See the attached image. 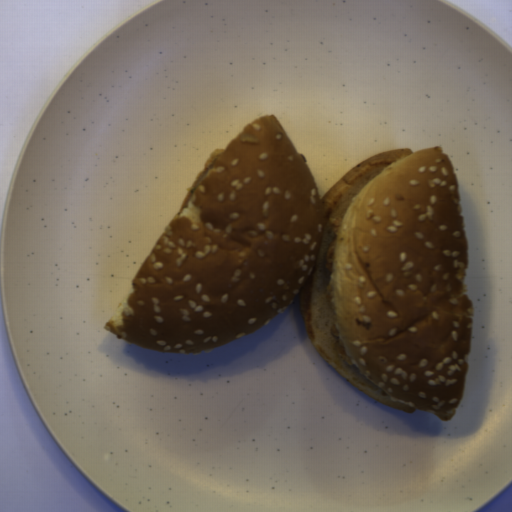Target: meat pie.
Returning a JSON list of instances; mask_svg holds the SVG:
<instances>
[{"mask_svg": "<svg viewBox=\"0 0 512 512\" xmlns=\"http://www.w3.org/2000/svg\"><path fill=\"white\" fill-rule=\"evenodd\" d=\"M329 222L332 226L331 240L328 244L325 258V267L330 273L333 264L334 251L337 244L339 230L341 225V217H329Z\"/></svg>", "mask_w": 512, "mask_h": 512, "instance_id": "1", "label": "meat pie"}, {"mask_svg": "<svg viewBox=\"0 0 512 512\" xmlns=\"http://www.w3.org/2000/svg\"><path fill=\"white\" fill-rule=\"evenodd\" d=\"M330 332L332 334V336H334L336 338V341H335V345H334V348L335 350L342 356V357H345L346 356V351H345V348L343 345L340 344V339H339V333H338V330H337V326L336 324H334L331 329H330Z\"/></svg>", "mask_w": 512, "mask_h": 512, "instance_id": "2", "label": "meat pie"}, {"mask_svg": "<svg viewBox=\"0 0 512 512\" xmlns=\"http://www.w3.org/2000/svg\"><path fill=\"white\" fill-rule=\"evenodd\" d=\"M330 285L327 284L326 286V289H325V292L324 294H322L321 298L323 300V302H327V304L330 306V300H329V290H330Z\"/></svg>", "mask_w": 512, "mask_h": 512, "instance_id": "3", "label": "meat pie"}]
</instances>
